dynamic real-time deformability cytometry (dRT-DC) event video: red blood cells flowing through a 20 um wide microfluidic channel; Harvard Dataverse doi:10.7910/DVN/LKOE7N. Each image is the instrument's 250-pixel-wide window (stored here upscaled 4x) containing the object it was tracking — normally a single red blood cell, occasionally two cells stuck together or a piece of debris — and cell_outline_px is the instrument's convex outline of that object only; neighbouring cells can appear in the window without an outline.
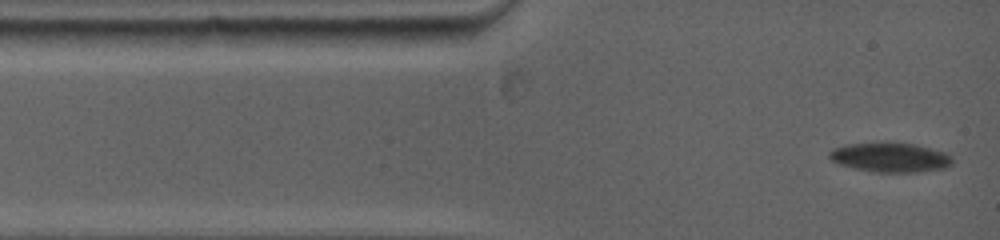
{"species": "common noctule bat (a hibernating species)", "species_latin": "Nyctalus noctula", "temperature_condition": "warm", "stored_images_in_passage": 11, "camera_frame_rate_fps": 5000, "um_per_image_px": 0.085, "animal": {"sex": "female", "body_mass_g": 19.0, "forearm_length_mm": 53.3}, "frame": {"image": 1, "passage_image": 1, "time_ms": 0.0, "image_size_px": [1000, 240], "cell_outline_px": [[952, 164], [944, 168], [912, 172], [876, 172], [856, 168], [840, 164], [832, 160], [828, 156], [828, 152], [832, 148], [844, 144], [888, 140], [912, 144], [944, 152], [952, 156]], "centroid_in_image_um": [75.61, 13.33], "position_along_channel_um": 9.4, "area_um2": 21.44}}
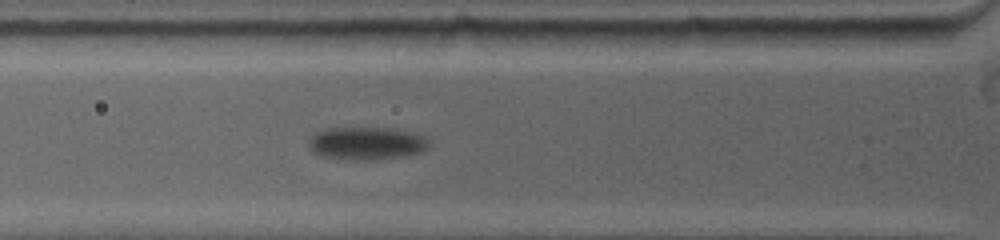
{"frame": {"image": 2, "passage_image": 7, "time_ms": 3.6, "image_size_px": [1000, 240], "cell_outline_px": [[428, 148], [424, 152], [408, 156], [372, 160], [336, 160], [320, 156], [312, 152], [308, 144], [308, 136], [324, 128], [392, 128], [416, 132], [424, 136], [428, 140]], "centroid_in_image_um": [31.14, 12.2], "position_along_channel_um": 94.7, "area_um2": 23.87}}
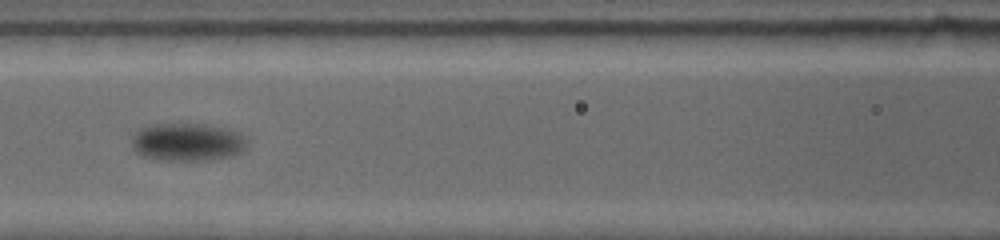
{"frame": {"image": 3, "passage_image": 10, "time_ms": 5.2, "image_size_px": [1000, 240], "cell_outline_px": [[244, 148], [240, 152], [228, 156], [208, 160], [164, 160], [140, 156], [132, 148], [132, 136], [136, 128], [152, 124], [204, 124], [228, 128], [240, 132], [244, 136]], "centroid_in_image_um": [15.85, 12.06], "position_along_channel_um": 150.7, "area_um2": 25.61}}